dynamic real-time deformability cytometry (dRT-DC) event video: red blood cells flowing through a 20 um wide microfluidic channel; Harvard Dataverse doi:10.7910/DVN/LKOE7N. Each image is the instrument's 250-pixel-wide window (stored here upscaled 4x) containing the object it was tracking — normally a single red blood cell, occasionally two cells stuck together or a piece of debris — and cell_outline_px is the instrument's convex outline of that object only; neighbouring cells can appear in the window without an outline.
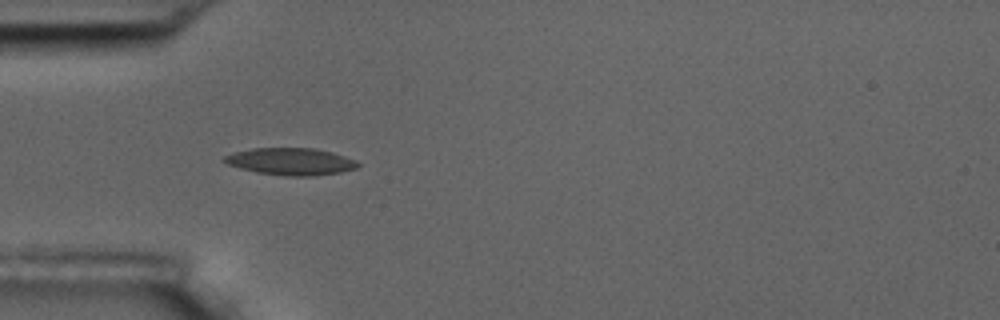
{"species": "common noctule bat (a hibernating species)", "species_latin": "Nyctalus noctula", "temperature_condition": "room temperature", "stored_images_in_passage": 6, "camera_frame_rate_fps": 3000, "um_per_image_px": 0.085, "animal": {"sex": "male", "body_mass_g": 17.5, "forearm_length_mm": 52.3}, "frame": {"image": 1, "passage_image": 5, "time_ms": 4.667, "image_size_px": [1000, 320], "cell_outline_px": [[360, 164], [356, 168], [340, 172], [312, 176], [288, 176], [256, 172], [240, 168], [228, 164], [220, 160], [224, 156], [236, 152], [252, 148], [312, 148], [332, 152], [356, 160]], "centroid_in_image_um": [24.7, 13.73], "position_along_channel_um": 60.3, "area_um2": 20.98}}